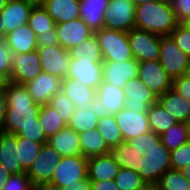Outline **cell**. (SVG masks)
I'll return each mask as SVG.
<instances>
[{"mask_svg": "<svg viewBox=\"0 0 190 190\" xmlns=\"http://www.w3.org/2000/svg\"><path fill=\"white\" fill-rule=\"evenodd\" d=\"M139 62L133 58L124 62H103V82L123 89L126 83L138 77Z\"/></svg>", "mask_w": 190, "mask_h": 190, "instance_id": "18", "label": "cell"}, {"mask_svg": "<svg viewBox=\"0 0 190 190\" xmlns=\"http://www.w3.org/2000/svg\"><path fill=\"white\" fill-rule=\"evenodd\" d=\"M125 95L121 88L103 82L96 90V107L99 116L115 115L125 108Z\"/></svg>", "mask_w": 190, "mask_h": 190, "instance_id": "17", "label": "cell"}, {"mask_svg": "<svg viewBox=\"0 0 190 190\" xmlns=\"http://www.w3.org/2000/svg\"><path fill=\"white\" fill-rule=\"evenodd\" d=\"M175 12L178 23H185L190 19V0H168Z\"/></svg>", "mask_w": 190, "mask_h": 190, "instance_id": "45", "label": "cell"}, {"mask_svg": "<svg viewBox=\"0 0 190 190\" xmlns=\"http://www.w3.org/2000/svg\"><path fill=\"white\" fill-rule=\"evenodd\" d=\"M62 82V78L42 72L24 85L35 103L45 105L52 96L62 90Z\"/></svg>", "mask_w": 190, "mask_h": 190, "instance_id": "16", "label": "cell"}, {"mask_svg": "<svg viewBox=\"0 0 190 190\" xmlns=\"http://www.w3.org/2000/svg\"><path fill=\"white\" fill-rule=\"evenodd\" d=\"M33 6L24 0H8L4 10L0 13L4 32L14 31L24 24H28L29 15Z\"/></svg>", "mask_w": 190, "mask_h": 190, "instance_id": "19", "label": "cell"}, {"mask_svg": "<svg viewBox=\"0 0 190 190\" xmlns=\"http://www.w3.org/2000/svg\"><path fill=\"white\" fill-rule=\"evenodd\" d=\"M158 61L172 80L190 73V57L177 47L170 35L161 37Z\"/></svg>", "mask_w": 190, "mask_h": 190, "instance_id": "5", "label": "cell"}, {"mask_svg": "<svg viewBox=\"0 0 190 190\" xmlns=\"http://www.w3.org/2000/svg\"><path fill=\"white\" fill-rule=\"evenodd\" d=\"M147 114L151 131L159 136L178 123L158 102L150 106Z\"/></svg>", "mask_w": 190, "mask_h": 190, "instance_id": "32", "label": "cell"}, {"mask_svg": "<svg viewBox=\"0 0 190 190\" xmlns=\"http://www.w3.org/2000/svg\"><path fill=\"white\" fill-rule=\"evenodd\" d=\"M0 163L11 175L27 173L19 160L16 135L0 131Z\"/></svg>", "mask_w": 190, "mask_h": 190, "instance_id": "21", "label": "cell"}, {"mask_svg": "<svg viewBox=\"0 0 190 190\" xmlns=\"http://www.w3.org/2000/svg\"><path fill=\"white\" fill-rule=\"evenodd\" d=\"M6 33L4 32V27L2 21L0 20V40H4Z\"/></svg>", "mask_w": 190, "mask_h": 190, "instance_id": "58", "label": "cell"}, {"mask_svg": "<svg viewBox=\"0 0 190 190\" xmlns=\"http://www.w3.org/2000/svg\"><path fill=\"white\" fill-rule=\"evenodd\" d=\"M62 91L78 109H85L86 105L96 104V90L77 79L65 77L62 82Z\"/></svg>", "mask_w": 190, "mask_h": 190, "instance_id": "25", "label": "cell"}, {"mask_svg": "<svg viewBox=\"0 0 190 190\" xmlns=\"http://www.w3.org/2000/svg\"><path fill=\"white\" fill-rule=\"evenodd\" d=\"M48 104L56 109L66 124H68L76 109L74 102L62 90L52 96Z\"/></svg>", "mask_w": 190, "mask_h": 190, "instance_id": "39", "label": "cell"}, {"mask_svg": "<svg viewBox=\"0 0 190 190\" xmlns=\"http://www.w3.org/2000/svg\"><path fill=\"white\" fill-rule=\"evenodd\" d=\"M7 0H0V13L4 10Z\"/></svg>", "mask_w": 190, "mask_h": 190, "instance_id": "59", "label": "cell"}, {"mask_svg": "<svg viewBox=\"0 0 190 190\" xmlns=\"http://www.w3.org/2000/svg\"><path fill=\"white\" fill-rule=\"evenodd\" d=\"M135 190H156V185L146 183L145 185H143L140 188H137Z\"/></svg>", "mask_w": 190, "mask_h": 190, "instance_id": "56", "label": "cell"}, {"mask_svg": "<svg viewBox=\"0 0 190 190\" xmlns=\"http://www.w3.org/2000/svg\"><path fill=\"white\" fill-rule=\"evenodd\" d=\"M170 36L175 41L177 47L190 57V30L184 23H179Z\"/></svg>", "mask_w": 190, "mask_h": 190, "instance_id": "42", "label": "cell"}, {"mask_svg": "<svg viewBox=\"0 0 190 190\" xmlns=\"http://www.w3.org/2000/svg\"><path fill=\"white\" fill-rule=\"evenodd\" d=\"M120 168L109 153L88 158V180H114Z\"/></svg>", "mask_w": 190, "mask_h": 190, "instance_id": "23", "label": "cell"}, {"mask_svg": "<svg viewBox=\"0 0 190 190\" xmlns=\"http://www.w3.org/2000/svg\"><path fill=\"white\" fill-rule=\"evenodd\" d=\"M94 34L102 52L103 62H124L133 59L128 32L102 28Z\"/></svg>", "mask_w": 190, "mask_h": 190, "instance_id": "4", "label": "cell"}, {"mask_svg": "<svg viewBox=\"0 0 190 190\" xmlns=\"http://www.w3.org/2000/svg\"><path fill=\"white\" fill-rule=\"evenodd\" d=\"M7 112L1 132L28 138L40 144L47 137L40 124L41 105L34 102L24 84L8 82L5 89Z\"/></svg>", "mask_w": 190, "mask_h": 190, "instance_id": "2", "label": "cell"}, {"mask_svg": "<svg viewBox=\"0 0 190 190\" xmlns=\"http://www.w3.org/2000/svg\"><path fill=\"white\" fill-rule=\"evenodd\" d=\"M8 82L9 79L5 75L0 73V90H5Z\"/></svg>", "mask_w": 190, "mask_h": 190, "instance_id": "53", "label": "cell"}, {"mask_svg": "<svg viewBox=\"0 0 190 190\" xmlns=\"http://www.w3.org/2000/svg\"><path fill=\"white\" fill-rule=\"evenodd\" d=\"M4 40L13 55L28 53L37 49V36L28 24L6 34Z\"/></svg>", "mask_w": 190, "mask_h": 190, "instance_id": "24", "label": "cell"}, {"mask_svg": "<svg viewBox=\"0 0 190 190\" xmlns=\"http://www.w3.org/2000/svg\"><path fill=\"white\" fill-rule=\"evenodd\" d=\"M11 50L8 48L5 40H0V73L10 79L13 68Z\"/></svg>", "mask_w": 190, "mask_h": 190, "instance_id": "44", "label": "cell"}, {"mask_svg": "<svg viewBox=\"0 0 190 190\" xmlns=\"http://www.w3.org/2000/svg\"><path fill=\"white\" fill-rule=\"evenodd\" d=\"M43 144L23 137H17L19 160L23 169L28 172L37 158Z\"/></svg>", "mask_w": 190, "mask_h": 190, "instance_id": "37", "label": "cell"}, {"mask_svg": "<svg viewBox=\"0 0 190 190\" xmlns=\"http://www.w3.org/2000/svg\"><path fill=\"white\" fill-rule=\"evenodd\" d=\"M32 190H60V188L51 183H43L33 185Z\"/></svg>", "mask_w": 190, "mask_h": 190, "instance_id": "52", "label": "cell"}, {"mask_svg": "<svg viewBox=\"0 0 190 190\" xmlns=\"http://www.w3.org/2000/svg\"><path fill=\"white\" fill-rule=\"evenodd\" d=\"M114 181L120 190H135L146 184L138 172L126 168H120Z\"/></svg>", "mask_w": 190, "mask_h": 190, "instance_id": "40", "label": "cell"}, {"mask_svg": "<svg viewBox=\"0 0 190 190\" xmlns=\"http://www.w3.org/2000/svg\"><path fill=\"white\" fill-rule=\"evenodd\" d=\"M184 24L190 30V19L187 20Z\"/></svg>", "mask_w": 190, "mask_h": 190, "instance_id": "60", "label": "cell"}, {"mask_svg": "<svg viewBox=\"0 0 190 190\" xmlns=\"http://www.w3.org/2000/svg\"><path fill=\"white\" fill-rule=\"evenodd\" d=\"M125 95V108L147 113L158 97L138 77L130 79L122 89Z\"/></svg>", "mask_w": 190, "mask_h": 190, "instance_id": "10", "label": "cell"}, {"mask_svg": "<svg viewBox=\"0 0 190 190\" xmlns=\"http://www.w3.org/2000/svg\"><path fill=\"white\" fill-rule=\"evenodd\" d=\"M59 45L60 42L57 37L56 29H54L51 33L37 36V48Z\"/></svg>", "mask_w": 190, "mask_h": 190, "instance_id": "47", "label": "cell"}, {"mask_svg": "<svg viewBox=\"0 0 190 190\" xmlns=\"http://www.w3.org/2000/svg\"><path fill=\"white\" fill-rule=\"evenodd\" d=\"M156 190H190V182L181 171L170 169L160 177Z\"/></svg>", "mask_w": 190, "mask_h": 190, "instance_id": "38", "label": "cell"}, {"mask_svg": "<svg viewBox=\"0 0 190 190\" xmlns=\"http://www.w3.org/2000/svg\"><path fill=\"white\" fill-rule=\"evenodd\" d=\"M99 114L96 104L86 105L85 109H75L67 126L80 134L95 129L98 125Z\"/></svg>", "mask_w": 190, "mask_h": 190, "instance_id": "30", "label": "cell"}, {"mask_svg": "<svg viewBox=\"0 0 190 190\" xmlns=\"http://www.w3.org/2000/svg\"><path fill=\"white\" fill-rule=\"evenodd\" d=\"M131 3H133L135 6L139 5V4H145V3H149L151 1H156V0H129Z\"/></svg>", "mask_w": 190, "mask_h": 190, "instance_id": "57", "label": "cell"}, {"mask_svg": "<svg viewBox=\"0 0 190 190\" xmlns=\"http://www.w3.org/2000/svg\"><path fill=\"white\" fill-rule=\"evenodd\" d=\"M37 49L28 53L15 54L12 56L13 68L9 81L17 84H26L41 74Z\"/></svg>", "mask_w": 190, "mask_h": 190, "instance_id": "13", "label": "cell"}, {"mask_svg": "<svg viewBox=\"0 0 190 190\" xmlns=\"http://www.w3.org/2000/svg\"><path fill=\"white\" fill-rule=\"evenodd\" d=\"M87 166L88 159L82 155L62 157L50 183L59 188L77 185V181L88 179Z\"/></svg>", "mask_w": 190, "mask_h": 190, "instance_id": "6", "label": "cell"}, {"mask_svg": "<svg viewBox=\"0 0 190 190\" xmlns=\"http://www.w3.org/2000/svg\"><path fill=\"white\" fill-rule=\"evenodd\" d=\"M161 37L139 29L128 32V40L133 58L138 62L158 61L160 58Z\"/></svg>", "mask_w": 190, "mask_h": 190, "instance_id": "7", "label": "cell"}, {"mask_svg": "<svg viewBox=\"0 0 190 190\" xmlns=\"http://www.w3.org/2000/svg\"><path fill=\"white\" fill-rule=\"evenodd\" d=\"M110 0H80V18L95 33L104 28Z\"/></svg>", "mask_w": 190, "mask_h": 190, "instance_id": "22", "label": "cell"}, {"mask_svg": "<svg viewBox=\"0 0 190 190\" xmlns=\"http://www.w3.org/2000/svg\"><path fill=\"white\" fill-rule=\"evenodd\" d=\"M42 71L64 79L68 74L71 54L59 46L37 48Z\"/></svg>", "mask_w": 190, "mask_h": 190, "instance_id": "12", "label": "cell"}, {"mask_svg": "<svg viewBox=\"0 0 190 190\" xmlns=\"http://www.w3.org/2000/svg\"><path fill=\"white\" fill-rule=\"evenodd\" d=\"M60 190H90V181L88 179L77 181V185L66 186Z\"/></svg>", "mask_w": 190, "mask_h": 190, "instance_id": "50", "label": "cell"}, {"mask_svg": "<svg viewBox=\"0 0 190 190\" xmlns=\"http://www.w3.org/2000/svg\"><path fill=\"white\" fill-rule=\"evenodd\" d=\"M188 126H189V133H190V119L188 120Z\"/></svg>", "mask_w": 190, "mask_h": 190, "instance_id": "61", "label": "cell"}, {"mask_svg": "<svg viewBox=\"0 0 190 190\" xmlns=\"http://www.w3.org/2000/svg\"><path fill=\"white\" fill-rule=\"evenodd\" d=\"M136 6L129 0H110L104 28L129 32L135 28Z\"/></svg>", "mask_w": 190, "mask_h": 190, "instance_id": "8", "label": "cell"}, {"mask_svg": "<svg viewBox=\"0 0 190 190\" xmlns=\"http://www.w3.org/2000/svg\"><path fill=\"white\" fill-rule=\"evenodd\" d=\"M66 78H74L95 90L103 81V64L79 61L71 58Z\"/></svg>", "mask_w": 190, "mask_h": 190, "instance_id": "20", "label": "cell"}, {"mask_svg": "<svg viewBox=\"0 0 190 190\" xmlns=\"http://www.w3.org/2000/svg\"><path fill=\"white\" fill-rule=\"evenodd\" d=\"M28 4H31L33 7L43 6L47 0H24Z\"/></svg>", "mask_w": 190, "mask_h": 190, "instance_id": "54", "label": "cell"}, {"mask_svg": "<svg viewBox=\"0 0 190 190\" xmlns=\"http://www.w3.org/2000/svg\"><path fill=\"white\" fill-rule=\"evenodd\" d=\"M33 183L27 173L11 175L2 190H32Z\"/></svg>", "mask_w": 190, "mask_h": 190, "instance_id": "43", "label": "cell"}, {"mask_svg": "<svg viewBox=\"0 0 190 190\" xmlns=\"http://www.w3.org/2000/svg\"><path fill=\"white\" fill-rule=\"evenodd\" d=\"M157 102L169 112L177 122L187 123L190 119V101L173 88L158 97Z\"/></svg>", "mask_w": 190, "mask_h": 190, "instance_id": "26", "label": "cell"}, {"mask_svg": "<svg viewBox=\"0 0 190 190\" xmlns=\"http://www.w3.org/2000/svg\"><path fill=\"white\" fill-rule=\"evenodd\" d=\"M61 158L62 156L48 143L43 144L27 176L34 185L50 183Z\"/></svg>", "mask_w": 190, "mask_h": 190, "instance_id": "9", "label": "cell"}, {"mask_svg": "<svg viewBox=\"0 0 190 190\" xmlns=\"http://www.w3.org/2000/svg\"><path fill=\"white\" fill-rule=\"evenodd\" d=\"M161 142L170 152L176 150L180 145L190 140L188 123L178 122L173 127H170L162 135Z\"/></svg>", "mask_w": 190, "mask_h": 190, "instance_id": "34", "label": "cell"}, {"mask_svg": "<svg viewBox=\"0 0 190 190\" xmlns=\"http://www.w3.org/2000/svg\"><path fill=\"white\" fill-rule=\"evenodd\" d=\"M60 46L68 52L84 40L94 35V32L81 18L55 25Z\"/></svg>", "mask_w": 190, "mask_h": 190, "instance_id": "15", "label": "cell"}, {"mask_svg": "<svg viewBox=\"0 0 190 190\" xmlns=\"http://www.w3.org/2000/svg\"><path fill=\"white\" fill-rule=\"evenodd\" d=\"M114 117L124 141H129L142 133L151 131L147 113L122 108Z\"/></svg>", "mask_w": 190, "mask_h": 190, "instance_id": "14", "label": "cell"}, {"mask_svg": "<svg viewBox=\"0 0 190 190\" xmlns=\"http://www.w3.org/2000/svg\"><path fill=\"white\" fill-rule=\"evenodd\" d=\"M171 169L181 170L190 164V140L170 153Z\"/></svg>", "mask_w": 190, "mask_h": 190, "instance_id": "41", "label": "cell"}, {"mask_svg": "<svg viewBox=\"0 0 190 190\" xmlns=\"http://www.w3.org/2000/svg\"><path fill=\"white\" fill-rule=\"evenodd\" d=\"M172 88L190 101V73L173 80Z\"/></svg>", "mask_w": 190, "mask_h": 190, "instance_id": "46", "label": "cell"}, {"mask_svg": "<svg viewBox=\"0 0 190 190\" xmlns=\"http://www.w3.org/2000/svg\"><path fill=\"white\" fill-rule=\"evenodd\" d=\"M47 143L62 157L82 155L79 135L68 126L49 137Z\"/></svg>", "mask_w": 190, "mask_h": 190, "instance_id": "28", "label": "cell"}, {"mask_svg": "<svg viewBox=\"0 0 190 190\" xmlns=\"http://www.w3.org/2000/svg\"><path fill=\"white\" fill-rule=\"evenodd\" d=\"M71 58L91 64H103L102 52L95 34L69 51Z\"/></svg>", "mask_w": 190, "mask_h": 190, "instance_id": "31", "label": "cell"}, {"mask_svg": "<svg viewBox=\"0 0 190 190\" xmlns=\"http://www.w3.org/2000/svg\"><path fill=\"white\" fill-rule=\"evenodd\" d=\"M11 176L8 170L0 163V190L7 183V179Z\"/></svg>", "mask_w": 190, "mask_h": 190, "instance_id": "51", "label": "cell"}, {"mask_svg": "<svg viewBox=\"0 0 190 190\" xmlns=\"http://www.w3.org/2000/svg\"><path fill=\"white\" fill-rule=\"evenodd\" d=\"M97 129L109 148L118 146L124 141L114 115L99 116Z\"/></svg>", "mask_w": 190, "mask_h": 190, "instance_id": "36", "label": "cell"}, {"mask_svg": "<svg viewBox=\"0 0 190 190\" xmlns=\"http://www.w3.org/2000/svg\"><path fill=\"white\" fill-rule=\"evenodd\" d=\"M42 7L55 24L80 18V0H47Z\"/></svg>", "mask_w": 190, "mask_h": 190, "instance_id": "27", "label": "cell"}, {"mask_svg": "<svg viewBox=\"0 0 190 190\" xmlns=\"http://www.w3.org/2000/svg\"><path fill=\"white\" fill-rule=\"evenodd\" d=\"M28 25L36 36H39L51 33L56 24L47 11L42 6H39L31 9Z\"/></svg>", "mask_w": 190, "mask_h": 190, "instance_id": "35", "label": "cell"}, {"mask_svg": "<svg viewBox=\"0 0 190 190\" xmlns=\"http://www.w3.org/2000/svg\"><path fill=\"white\" fill-rule=\"evenodd\" d=\"M79 135L81 154L85 158L104 155L109 153L108 147L104 137L100 134L97 128L87 130Z\"/></svg>", "mask_w": 190, "mask_h": 190, "instance_id": "29", "label": "cell"}, {"mask_svg": "<svg viewBox=\"0 0 190 190\" xmlns=\"http://www.w3.org/2000/svg\"><path fill=\"white\" fill-rule=\"evenodd\" d=\"M39 120L47 138L55 135L67 126L56 109L49 104L41 105Z\"/></svg>", "mask_w": 190, "mask_h": 190, "instance_id": "33", "label": "cell"}, {"mask_svg": "<svg viewBox=\"0 0 190 190\" xmlns=\"http://www.w3.org/2000/svg\"><path fill=\"white\" fill-rule=\"evenodd\" d=\"M135 12V28L159 36H169L179 24L168 0L139 4Z\"/></svg>", "mask_w": 190, "mask_h": 190, "instance_id": "3", "label": "cell"}, {"mask_svg": "<svg viewBox=\"0 0 190 190\" xmlns=\"http://www.w3.org/2000/svg\"><path fill=\"white\" fill-rule=\"evenodd\" d=\"M138 78L157 97L163 95L167 90L172 89L173 80L163 69L159 61L139 62Z\"/></svg>", "mask_w": 190, "mask_h": 190, "instance_id": "11", "label": "cell"}, {"mask_svg": "<svg viewBox=\"0 0 190 190\" xmlns=\"http://www.w3.org/2000/svg\"><path fill=\"white\" fill-rule=\"evenodd\" d=\"M6 112H7V102H6L5 90H0V131H2L3 129Z\"/></svg>", "mask_w": 190, "mask_h": 190, "instance_id": "49", "label": "cell"}, {"mask_svg": "<svg viewBox=\"0 0 190 190\" xmlns=\"http://www.w3.org/2000/svg\"><path fill=\"white\" fill-rule=\"evenodd\" d=\"M170 153L153 131L123 141L109 151L121 168L138 172L145 183L153 185L171 169Z\"/></svg>", "mask_w": 190, "mask_h": 190, "instance_id": "1", "label": "cell"}, {"mask_svg": "<svg viewBox=\"0 0 190 190\" xmlns=\"http://www.w3.org/2000/svg\"><path fill=\"white\" fill-rule=\"evenodd\" d=\"M182 175L190 182V164L180 170Z\"/></svg>", "mask_w": 190, "mask_h": 190, "instance_id": "55", "label": "cell"}, {"mask_svg": "<svg viewBox=\"0 0 190 190\" xmlns=\"http://www.w3.org/2000/svg\"><path fill=\"white\" fill-rule=\"evenodd\" d=\"M90 190H120L114 180L90 181Z\"/></svg>", "mask_w": 190, "mask_h": 190, "instance_id": "48", "label": "cell"}]
</instances>
